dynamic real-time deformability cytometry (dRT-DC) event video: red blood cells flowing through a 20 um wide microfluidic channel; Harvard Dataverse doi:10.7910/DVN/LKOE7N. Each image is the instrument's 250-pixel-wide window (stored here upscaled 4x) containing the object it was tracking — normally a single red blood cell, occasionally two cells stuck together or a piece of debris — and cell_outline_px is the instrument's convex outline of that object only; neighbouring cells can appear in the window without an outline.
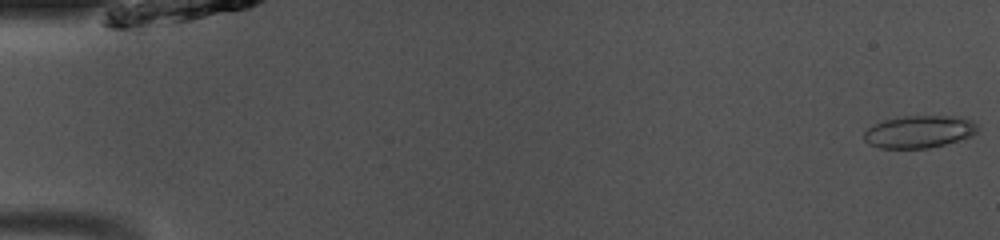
{"species": "common noctule bat (a hibernating species)", "species_latin": "Nyctalus noctula", "temperature_condition": "room temperature", "stored_images_in_passage": 14, "camera_frame_rate_fps": 3000, "um_per_image_px": 0.085, "animal": {"sex": "male", "body_mass_g": 13.0, "forearm_length_mm": 53.1}, "frame": {"image": 1, "passage_image": 1, "time_ms": 0.0, "image_size_px": [1000, 240], "cell_outline_px": [[980, 128], [972, 136], [964, 140], [928, 148], [880, 148], [868, 144], [864, 140], [864, 132], [868, 128], [884, 120], [904, 116], [964, 116], [980, 124]], "centroid_in_image_um": [78.22, 11.19], "position_along_channel_um": 6.8, "area_um2": 21.85}}
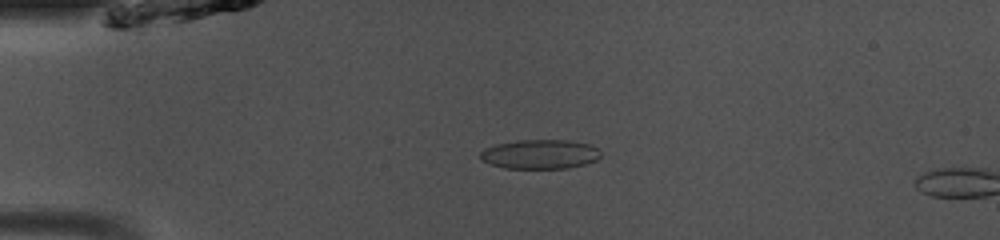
{"frame": {"image": 2, "passage_image": 12, "time_ms": 3.667, "image_size_px": [1000, 240], "cell_outline_px": [[600, 156], [596, 160], [584, 164], [568, 168], [504, 168], [492, 164], [484, 160], [480, 156], [480, 152], [484, 148], [496, 144], [516, 140], [568, 140], [592, 144], [600, 152]], "centroid_in_image_um": [45.91, 13.09], "position_along_channel_um": 39.1, "area_um2": 20.52}}